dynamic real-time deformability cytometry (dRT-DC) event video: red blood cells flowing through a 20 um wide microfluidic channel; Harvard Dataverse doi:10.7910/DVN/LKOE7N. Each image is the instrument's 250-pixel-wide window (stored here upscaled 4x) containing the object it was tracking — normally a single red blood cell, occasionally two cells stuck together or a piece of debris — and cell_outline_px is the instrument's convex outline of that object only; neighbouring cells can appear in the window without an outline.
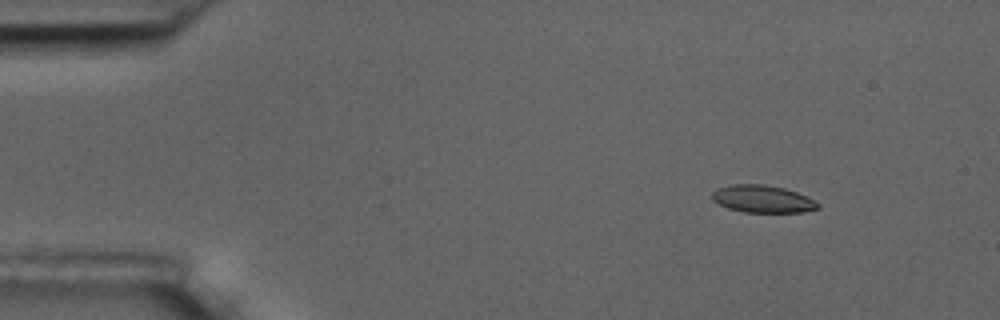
{"species": "common noctule bat (a hibernating species)", "species_latin": "Nyctalus noctula", "temperature_condition": "room temperature", "stored_images_in_passage": 9, "camera_frame_rate_fps": 3000, "um_per_image_px": 0.085, "animal": {"sex": "male", "body_mass_g": 17.5, "forearm_length_mm": 52.3}, "frame": {"image": 1, "passage_image": 3, "time_ms": 2.0, "image_size_px": [1000, 320], "cell_outline_px": [[820, 208], [804, 212], [744, 212], [728, 208], [712, 200], [712, 192], [716, 188], [732, 184], [764, 184], [784, 188], [796, 192], [820, 204]], "centroid_in_image_um": [64.79, 16.91], "position_along_channel_um": 20.2, "area_um2": 16.82}}
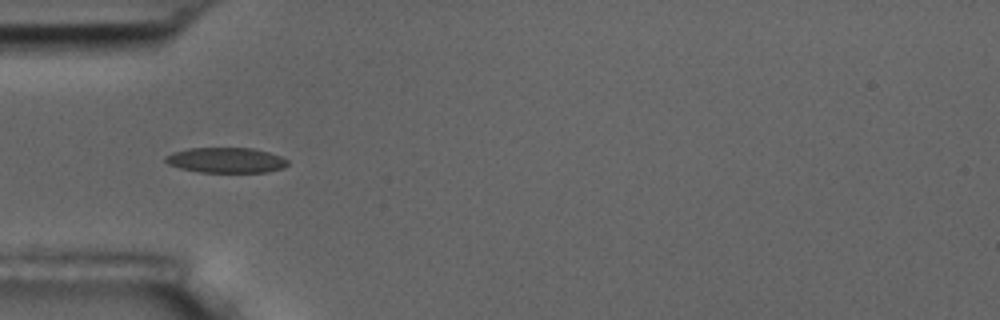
{"frame": {"image": 2, "passage_image": 6, "time_ms": 5.667, "image_size_px": [1000, 320], "cell_outline_px": [[288, 164], [284, 168], [268, 172], [200, 172], [180, 168], [168, 164], [164, 160], [164, 156], [172, 152], [188, 148], [252, 148], [268, 152], [280, 156], [288, 160]], "centroid_in_image_um": [19.2, 13.61], "position_along_channel_um": 65.8, "area_um2": 18.09}}
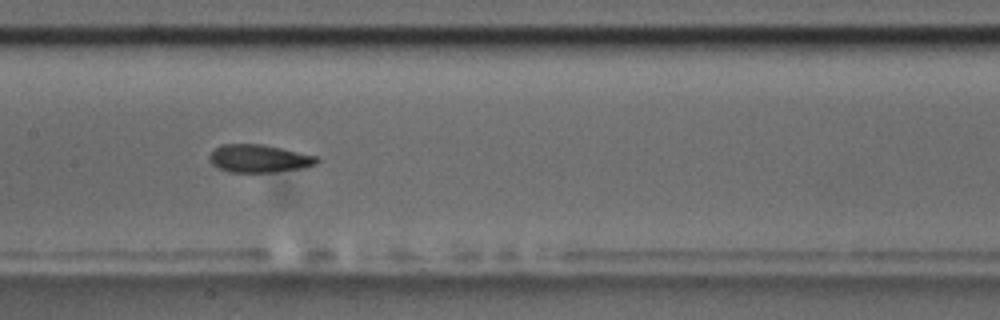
{"frame": {"image": 3, "passage_image": 9, "time_ms": 9.0, "image_size_px": [1000, 320], "cell_outline_px": [[320, 160], [316, 164], [304, 168], [272, 172], [228, 172], [212, 164], [208, 160], [208, 156], [220, 144], [264, 144], [284, 148], [316, 156]], "centroid_in_image_um": [22.02, 13.47], "position_along_channel_um": 185.4, "area_um2": 17.57}}